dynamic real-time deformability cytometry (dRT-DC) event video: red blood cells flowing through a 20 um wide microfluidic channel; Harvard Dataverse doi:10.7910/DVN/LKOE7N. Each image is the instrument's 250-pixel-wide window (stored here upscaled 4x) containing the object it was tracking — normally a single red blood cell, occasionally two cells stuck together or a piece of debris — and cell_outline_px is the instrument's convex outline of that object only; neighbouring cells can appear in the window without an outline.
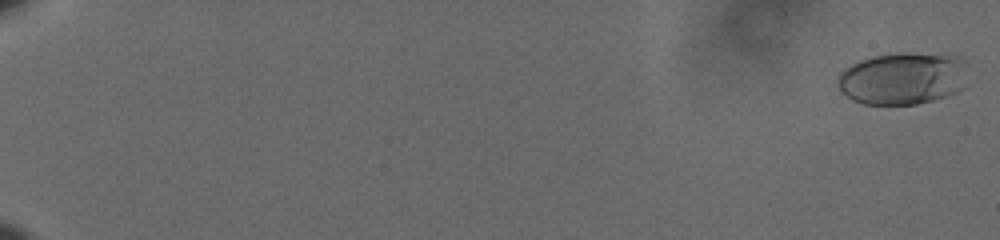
{"species": "human", "species_latin": "Homo sapiens", "temperature_condition": "cold", "stored_images_in_passage": 19, "camera_frame_rate_fps": 3000, "um_per_image_px": 0.085, "donor": {"sex": "male"}, "frame": {"image": 1, "passage_image": 2, "time_ms": 0.333, "image_size_px": [1000, 240], "cell_outline_px": [[964, 88], [956, 92], [932, 100], [916, 104], [864, 104], [852, 100], [836, 84], [836, 80], [840, 72], [844, 68], [860, 60], [872, 56], [896, 52], [908, 52], [956, 56], [964, 60]], "centroid_in_image_um": [76.69, 6.65], "position_along_channel_um": 8.3, "area_um2": 39.59}}